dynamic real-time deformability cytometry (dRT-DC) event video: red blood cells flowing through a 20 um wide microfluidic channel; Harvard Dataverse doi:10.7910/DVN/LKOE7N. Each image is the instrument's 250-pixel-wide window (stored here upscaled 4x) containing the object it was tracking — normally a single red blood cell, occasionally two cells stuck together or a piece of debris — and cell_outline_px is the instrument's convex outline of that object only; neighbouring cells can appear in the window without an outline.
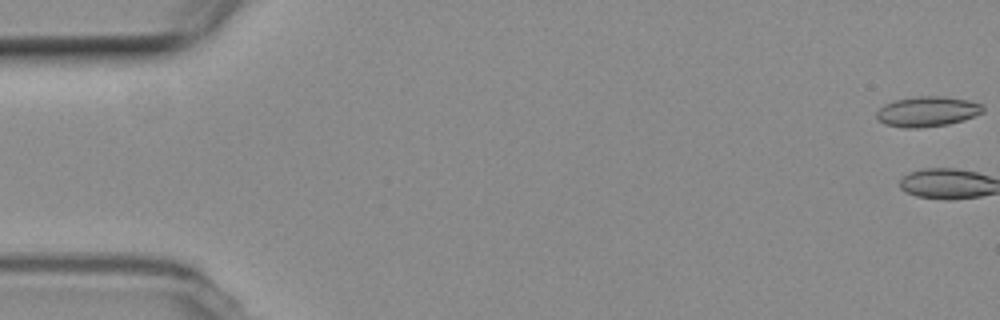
{"species": "common noctule bat (a hibernating species)", "species_latin": "Nyctalus noctula", "temperature_condition": "room temperature", "stored_images_in_passage": 3, "camera_frame_rate_fps": 3000, "um_per_image_px": 0.085, "animal": {"sex": "female", "body_mass_g": 19.3, "forearm_length_mm": 54.1}, "frame": {"image": 1, "passage_image": 1, "time_ms": 0.0, "image_size_px": [1000, 320], "cell_outline_px": [[984, 112], [964, 120], [948, 124], [920, 128], [904, 128], [884, 124], [876, 116], [876, 112], [884, 104], [896, 100], [920, 96], [944, 96], [968, 100], [984, 104]], "centroid_in_image_um": [78.85, 9.48], "position_along_channel_um": 6.1, "area_um2": 18.79}}